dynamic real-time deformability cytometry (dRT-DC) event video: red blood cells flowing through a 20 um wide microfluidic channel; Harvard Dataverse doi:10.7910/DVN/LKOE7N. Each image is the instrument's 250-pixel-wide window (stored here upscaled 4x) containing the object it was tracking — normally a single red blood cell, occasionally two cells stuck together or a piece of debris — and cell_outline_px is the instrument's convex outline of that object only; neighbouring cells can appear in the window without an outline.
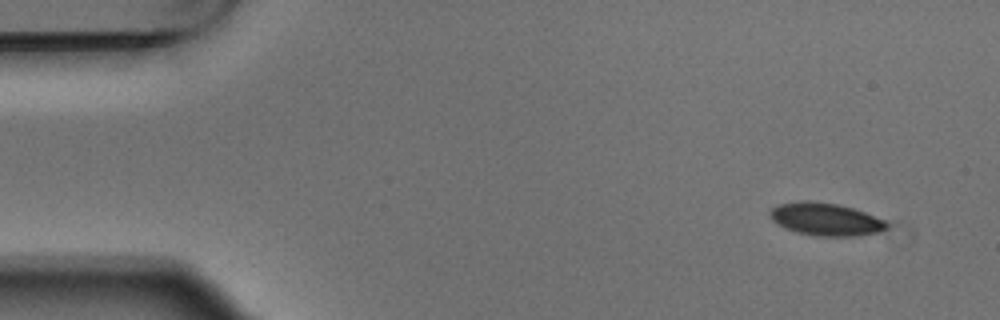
{"species": "Egyptian fruit bat (a non-hibernating species)", "species_latin": "Rousettus aegyptiacus", "temperature_condition": "warm", "stored_images_in_passage": 6, "segment_of_instrument_passage": [2, 2], "camera_frame_rate_fps": 3000, "um_per_image_px": 0.085, "animal": {"sex": "male"}, "frame": {"image": 1, "passage_image": 6, "time_ms": 1.667, "image_size_px": [1000, 320], "cell_outline_px": [[888, 228], [876, 232], [860, 236], [812, 236], [796, 232], [784, 228], [776, 224], [768, 216], [768, 212], [772, 208], [780, 204], [800, 200], [808, 200], [836, 204], [852, 208], [864, 212], [884, 220], [888, 224]], "centroid_in_image_um": [70.12, 18.64], "position_along_channel_um": 14.9, "area_um2": 22.37}}